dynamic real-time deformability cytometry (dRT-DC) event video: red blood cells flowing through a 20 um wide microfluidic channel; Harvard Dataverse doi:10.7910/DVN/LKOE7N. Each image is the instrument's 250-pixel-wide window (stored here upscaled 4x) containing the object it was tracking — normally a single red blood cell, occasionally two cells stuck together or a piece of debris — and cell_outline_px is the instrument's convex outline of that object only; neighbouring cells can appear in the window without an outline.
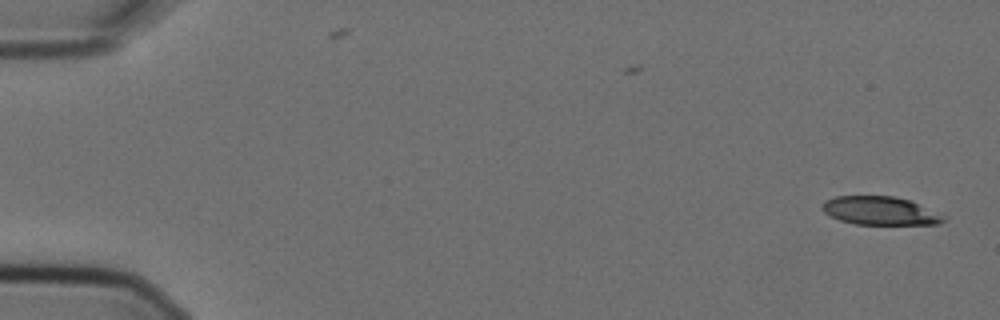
{"species": "Egyptian fruit bat (a non-hibernating species)", "species_latin": "Rousettus aegyptiacus", "temperature_condition": "cold", "stored_images_in_passage": 2, "camera_frame_rate_fps": 3000, "um_per_image_px": 0.085, "animal": {"sex": "female"}, "frame": {"image": 1, "passage_image": 2, "time_ms": 0.333, "image_size_px": [1000, 320], "cell_outline_px": [[948, 216], [940, 224], [856, 224], [840, 220], [824, 212], [820, 208], [824, 200], [836, 196], [896, 196], [908, 200]], "centroid_in_image_um": [74.81, 17.91], "position_along_channel_um": 10.2, "area_um2": 20.06}}